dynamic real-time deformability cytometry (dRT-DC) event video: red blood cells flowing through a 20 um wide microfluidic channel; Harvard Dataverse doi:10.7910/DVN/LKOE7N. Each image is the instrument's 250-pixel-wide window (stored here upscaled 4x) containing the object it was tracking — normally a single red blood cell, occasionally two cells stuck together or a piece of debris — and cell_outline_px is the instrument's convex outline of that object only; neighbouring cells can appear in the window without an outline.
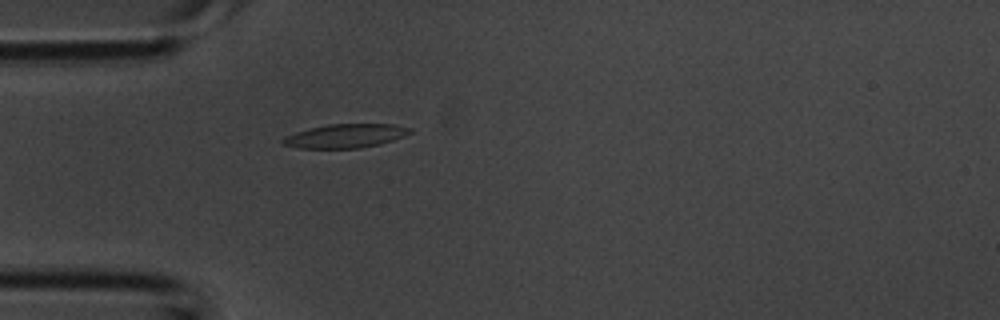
{"species": "common noctule bat (a hibernating species)", "species_latin": "Nyctalus noctula", "temperature_condition": "room temperature", "stored_images_in_passage": 35, "camera_frame_rate_fps": 3000, "um_per_image_px": 0.085, "animal": {"sex": "male", "body_mass_g": 20.1, "forearm_length_mm": 53.5}, "frame": {"image": 1, "passage_image": 5, "time_ms": 1.333, "image_size_px": [1000, 320], "cell_outline_px": [[412, 132], [404, 136], [380, 144], [360, 148], [300, 148], [284, 144], [280, 140], [284, 136], [296, 132], [328, 124], [392, 124], [412, 128]], "centroid_in_image_um": [29.38, 11.55], "position_along_channel_um": 55.6, "area_um2": 17.51}}
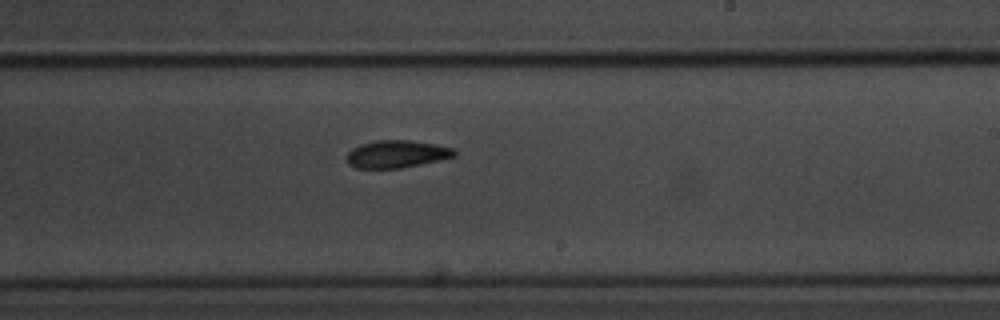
{"frame": {"image": 2, "passage_image": 18, "time_ms": 5.667, "image_size_px": [1000, 320], "cell_outline_px": [[456, 156], [400, 168], [356, 168], [348, 164], [348, 152], [352, 148], [360, 144], [376, 140], [408, 140], [432, 144], [452, 148], [456, 152]], "centroid_in_image_um": [33.68, 13.09], "position_along_channel_um": 255.3, "area_um2": 16.94}}
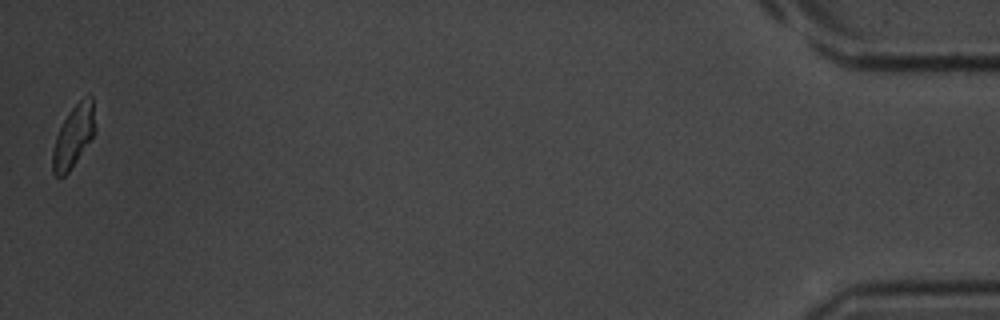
{"frame": {"image": 3, "passage_image": 35, "time_ms": 11.333, "image_size_px": [1000, 320], "cell_outline_px": [[96, 132], [68, 172], [64, 176], [56, 176], [52, 172], [52, 152], [56, 136], [64, 120], [72, 108], [88, 92], [92, 96], [96, 124]], "centroid_in_image_um": [6.27, 11.54], "position_along_channel_um": 428.9, "area_um2": 15.37}}